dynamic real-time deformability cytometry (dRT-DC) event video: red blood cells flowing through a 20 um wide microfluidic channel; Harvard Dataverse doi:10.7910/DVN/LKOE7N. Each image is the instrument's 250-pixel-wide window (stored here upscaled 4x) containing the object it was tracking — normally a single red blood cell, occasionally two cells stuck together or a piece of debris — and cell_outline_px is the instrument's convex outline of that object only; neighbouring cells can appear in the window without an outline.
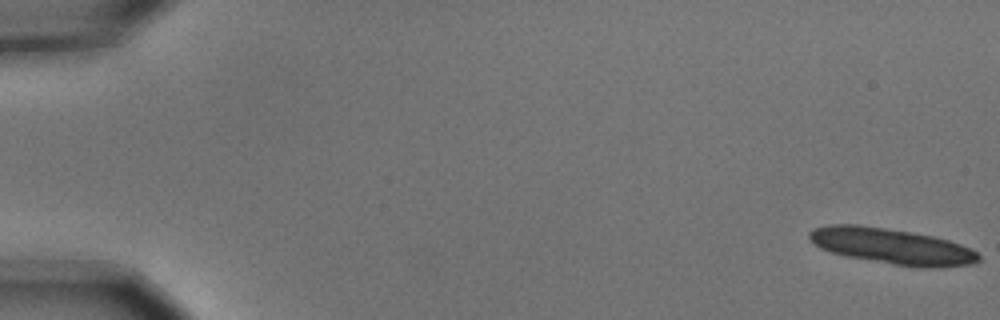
{"species": "common noctule bat (a hibernating species)", "species_latin": "Nyctalus noctula", "temperature_condition": "cold", "stored_images_in_passage": 6, "camera_frame_rate_fps": 3000, "um_per_image_px": 0.085, "animal": {"sex": "male", "body_mass_g": 15.6}, "frame": {"image": 1, "passage_image": 1, "time_ms": 0.0, "image_size_px": [1000, 320], "cell_outline_px": [[980, 260], [976, 264], [940, 268], [924, 268], [892, 264], [848, 256], [832, 252], [820, 248], [808, 236], [808, 232], [812, 228], [828, 224], [856, 224], [912, 232], [932, 236], [948, 240], [960, 244], [976, 252], [980, 256]], "centroid_in_image_um": [75.83, 20.93], "position_along_channel_um": 9.2, "area_um2": 35.26}}